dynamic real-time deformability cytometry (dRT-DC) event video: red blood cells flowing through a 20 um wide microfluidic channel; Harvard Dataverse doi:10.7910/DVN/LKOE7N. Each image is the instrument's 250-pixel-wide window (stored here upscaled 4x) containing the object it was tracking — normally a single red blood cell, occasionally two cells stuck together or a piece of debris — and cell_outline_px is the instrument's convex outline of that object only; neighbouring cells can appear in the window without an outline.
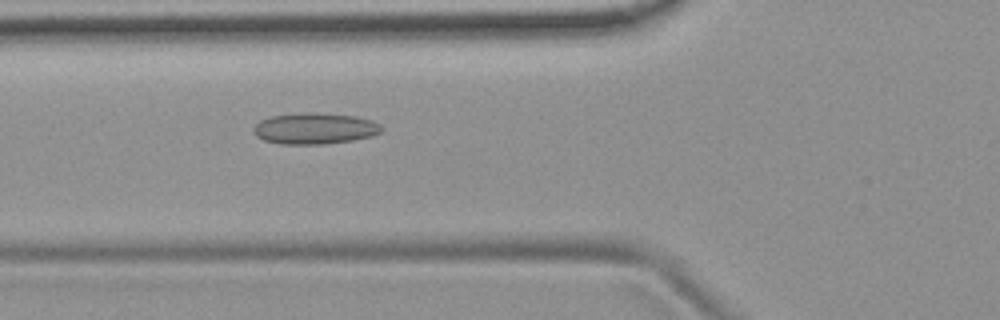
{"species": "common noctule bat (a hibernating species)", "species_latin": "Nyctalus noctula", "temperature_condition": "room temperature", "stored_images_in_passage": 54, "camera_frame_rate_fps": 3000, "um_per_image_px": 0.085, "animal": {"sex": "female", "body_mass_g": 19.9}, "frame": {"image": 1, "passage_image": 20, "time_ms": 6.333, "image_size_px": [1000, 320], "cell_outline_px": [[384, 128], [380, 132], [372, 136], [352, 140], [324, 144], [280, 144], [264, 140], [256, 136], [252, 132], [252, 128], [260, 120], [272, 116], [304, 112], [356, 116], [372, 120], [380, 124]], "centroid_in_image_um": [26.74, 10.92], "position_along_channel_um": 99.1, "area_um2": 23.29}}
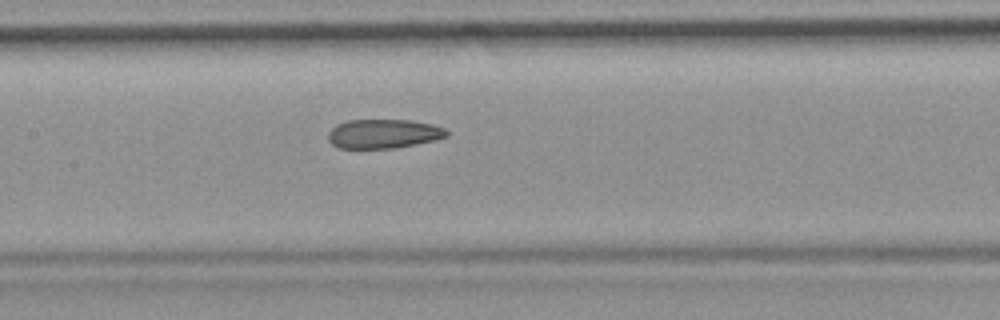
{"frame": {"image": 2, "passage_image": 26, "time_ms": 8.333, "image_size_px": [1000, 320], "cell_outline_px": [[448, 136], [436, 140], [396, 148], [336, 148], [328, 140], [328, 132], [336, 124], [348, 120], [412, 120], [432, 124], [444, 128], [448, 132]], "centroid_in_image_um": [32.59, 11.37], "position_along_channel_um": 174.8, "area_um2": 20.29}}
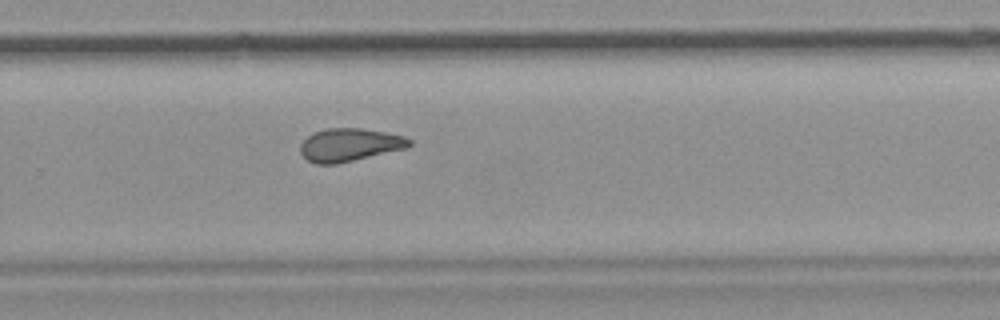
{"frame": {"image": 3, "passage_image": 36, "time_ms": 11.667, "image_size_px": [1000, 320], "cell_outline_px": [[412, 144], [408, 148], [336, 164], [316, 164], [308, 160], [300, 152], [300, 144], [308, 136], [316, 132], [328, 128], [360, 128], [384, 132], [404, 136], [412, 140]], "centroid_in_image_um": [29.74, 12.32], "position_along_channel_um": 300.1, "area_um2": 20.87}, "authors_computed_cell_mechanics": {"area_um2": 21.7328, "velocity_mm_per_s": 3.7713, "shape_relaxation_time_tau1_ms": null, "shape_relaxation_time_tau2_ms": 2.8501, "deformation_change_tau1": null, "deformation_change_tau2": 0.1039}}